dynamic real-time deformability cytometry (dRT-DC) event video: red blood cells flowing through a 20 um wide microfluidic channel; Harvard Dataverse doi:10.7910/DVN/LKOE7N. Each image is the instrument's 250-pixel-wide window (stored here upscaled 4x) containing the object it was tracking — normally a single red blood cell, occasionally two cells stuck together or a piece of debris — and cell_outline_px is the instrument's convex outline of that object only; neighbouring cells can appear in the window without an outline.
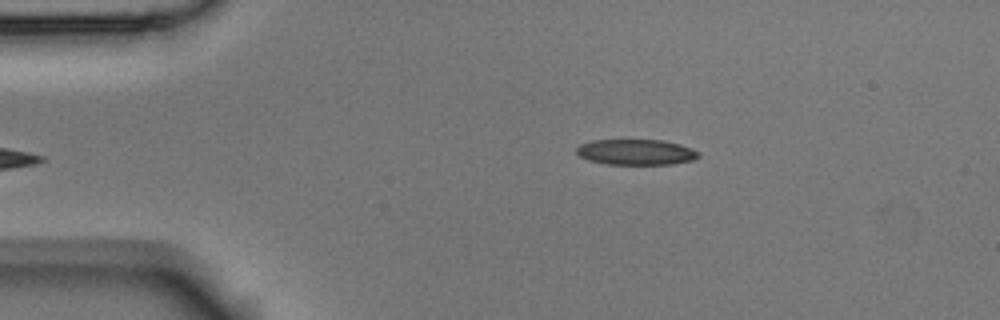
{"species": "Egyptian fruit bat (a non-hibernating species)", "species_latin": "Rousettus aegyptiacus", "temperature_condition": "room temperature", "stored_images_in_passage": 37, "camera_frame_rate_fps": 3000, "um_per_image_px": 0.085, "animal": {"sex": "male"}, "frame": {"image": 1, "passage_image": 1, "time_ms": 0.0, "image_size_px": [1000, 320], "cell_outline_px": [[700, 156], [692, 160], [672, 164], [604, 164], [588, 160], [580, 156], [576, 152], [576, 148], [580, 144], [592, 140], [664, 140], [680, 144], [692, 148], [700, 152]], "centroid_in_image_um": [54.07, 12.92], "position_along_channel_um": 30.9, "area_um2": 18.32}}
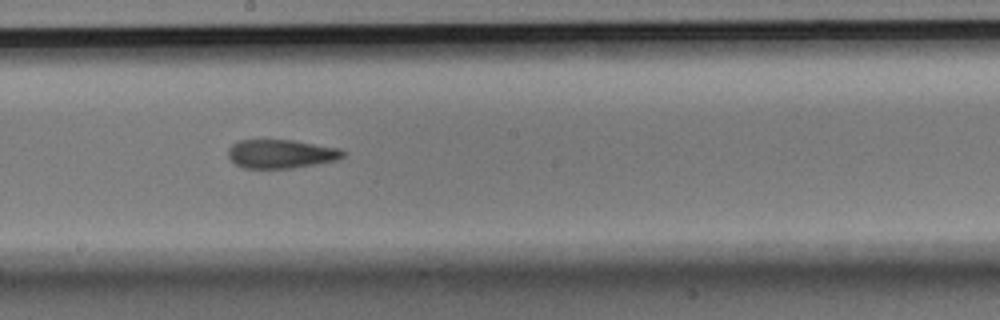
{"frame": {"image": 2, "passage_image": 20, "time_ms": 6.333, "image_size_px": [1000, 320], "cell_outline_px": [[348, 152], [344, 156], [336, 160], [316, 164], [288, 168], [244, 168], [236, 164], [228, 156], [228, 148], [232, 144], [240, 140], [292, 140], [340, 148]], "centroid_in_image_um": [23.91, 13.07], "position_along_channel_um": 224.3, "area_um2": 19.19}}
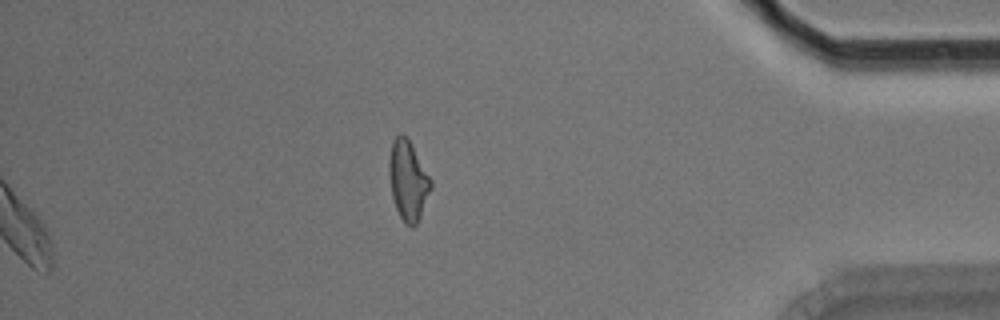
{"frame": {"image": 3, "passage_image": 37, "time_ms": 12.0, "image_size_px": [1000, 320], "cell_outline_px": [[432, 188], [420, 216], [416, 224], [412, 228], [404, 224], [396, 208], [392, 196], [388, 176], [388, 160], [392, 140], [396, 136], [404, 136], [408, 140], [432, 180]], "centroid_in_image_um": [34.66, 15.38], "position_along_channel_um": 400.5, "area_um2": 19.25}, "authors_computed_cell_mechanics": {"area_um2": 19.7676, "velocity_mm_per_s": 3.7838, "shape_relaxation_time_tau1_ms": 7.6183, "shape_relaxation_time_tau2_ms": 2.3545, "deformation_change_tau1": 0.2046, "deformation_change_tau2": 0.1091}}